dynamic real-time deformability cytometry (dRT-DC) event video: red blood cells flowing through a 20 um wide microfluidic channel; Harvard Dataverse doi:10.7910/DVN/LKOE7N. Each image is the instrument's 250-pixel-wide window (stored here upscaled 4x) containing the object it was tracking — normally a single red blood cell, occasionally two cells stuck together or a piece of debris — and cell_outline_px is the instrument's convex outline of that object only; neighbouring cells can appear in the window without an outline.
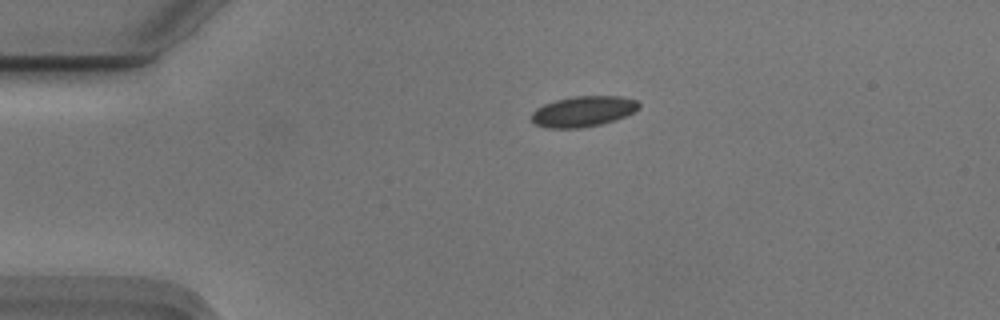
{"species": "Egyptian fruit bat (a non-hibernating species)", "species_latin": "Rousettus aegyptiacus", "temperature_condition": "cold", "stored_images_in_passage": 4, "camera_frame_rate_fps": 3000, "um_per_image_px": 0.085, "animal": {"sex": "male"}, "frame": {"image": 1, "passage_image": 1, "time_ms": 0.0, "image_size_px": [1000, 320], "cell_outline_px": [[640, 108], [624, 116], [600, 124], [580, 128], [548, 128], [536, 124], [532, 120], [532, 112], [536, 108], [544, 104], [556, 100], [572, 96], [620, 96], [636, 100], [640, 104]], "centroid_in_image_um": [49.55, 9.46], "position_along_channel_um": 35.4, "area_um2": 18.96}}